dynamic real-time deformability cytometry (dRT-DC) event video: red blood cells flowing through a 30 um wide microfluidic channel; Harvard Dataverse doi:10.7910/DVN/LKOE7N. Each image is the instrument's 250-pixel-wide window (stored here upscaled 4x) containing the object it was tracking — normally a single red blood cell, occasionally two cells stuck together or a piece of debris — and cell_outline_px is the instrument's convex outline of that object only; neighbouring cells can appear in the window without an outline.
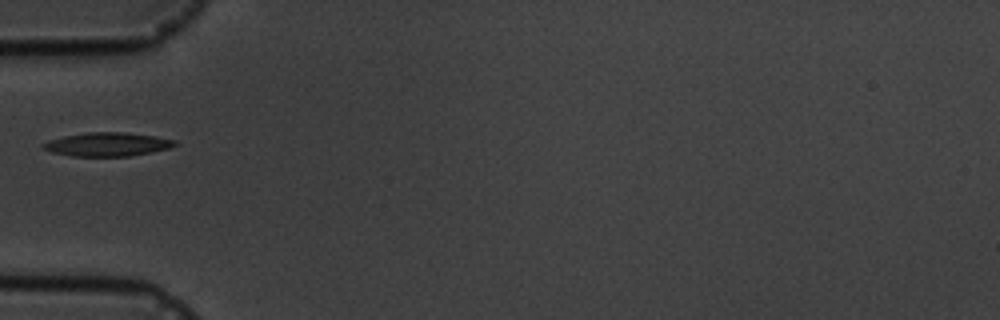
{"species": "common noctule bat (a hibernating species)", "species_latin": "Nyctalus noctula", "temperature_condition": "cold", "stored_images_in_passage": 1, "camera_frame_rate_fps": 3000, "um_per_image_px": 0.085, "animal": {"sex": "male", "body_mass_g": 19.5, "forearm_length_mm": 54.6}, "frame": {"image": 1, "passage_image": 1, "time_ms": 0.0, "image_size_px": [1000, 320], "cell_outline_px": [[180, 144], [168, 148], [152, 152], [128, 156], [72, 156], [52, 152], [40, 148], [40, 144], [48, 140], [64, 136], [88, 132], [124, 132], [156, 136], [176, 140]], "centroid_in_image_um": [9.12, 12.26], "position_along_channel_um": 75.9, "area_um2": 18.32}}